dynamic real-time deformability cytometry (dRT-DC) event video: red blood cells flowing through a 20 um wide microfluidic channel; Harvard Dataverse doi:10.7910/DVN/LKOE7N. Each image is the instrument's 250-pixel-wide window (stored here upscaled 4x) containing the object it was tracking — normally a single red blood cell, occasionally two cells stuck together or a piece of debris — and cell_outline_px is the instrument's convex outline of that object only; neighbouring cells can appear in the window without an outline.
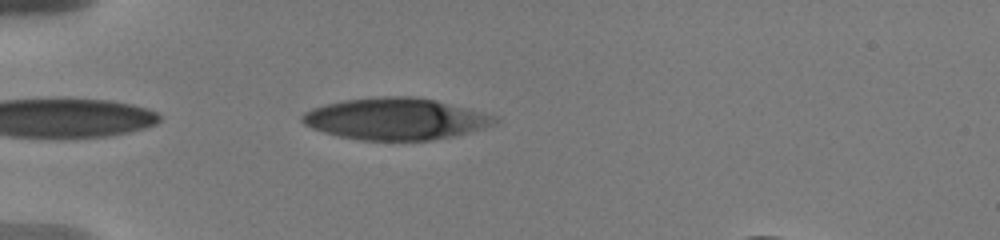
{"species": "human", "species_latin": "Homo sapiens", "temperature_condition": "warm", "stored_images_in_passage": 19, "camera_frame_rate_fps": 3000, "um_per_image_px": 0.085, "donor": {"sex": "male"}, "frame": {"image": 1, "passage_image": 2, "time_ms": 0.333, "image_size_px": [1000, 240], "cell_outline_px": [[500, 120], [496, 124], [484, 128], [452, 136], [428, 140], [360, 140], [340, 136], [324, 132], [312, 128], [304, 124], [300, 120], [300, 116], [304, 112], [312, 108], [324, 104], [344, 100], [384, 96], [412, 96], [436, 100], [496, 116]], "centroid_in_image_um": [33.61, 10.1], "position_along_channel_um": 51.4, "area_um2": 46.64}}
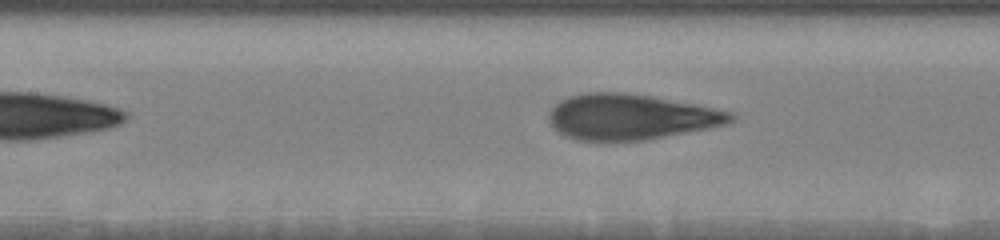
{"frame": {"image": 2, "passage_image": 15, "time_ms": 3.667, "image_size_px": [1000, 240], "cell_outline_px": [[736, 116], [728, 124], [708, 128], [644, 140], [576, 140], [564, 136], [548, 120], [548, 112], [560, 100], [568, 96], [584, 92], [624, 92], [652, 96], [732, 112]], "centroid_in_image_um": [53.57, 9.92], "position_along_channel_um": 153.8, "area_um2": 47.92}}
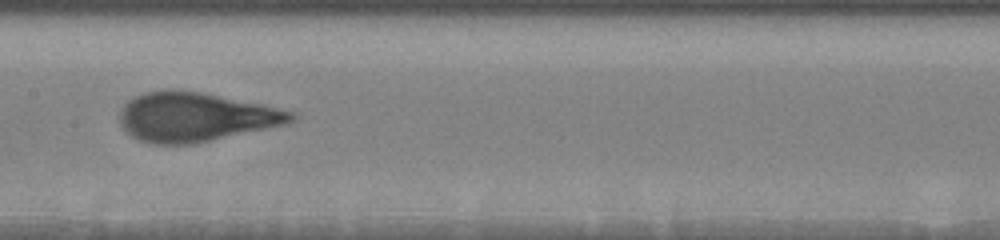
{"frame": {"image": 3, "passage_image": 18, "time_ms": 4.667, "image_size_px": [1000, 240], "cell_outline_px": [[300, 116], [296, 120], [288, 124], [192, 144], [152, 144], [140, 140], [132, 136], [120, 124], [120, 112], [124, 104], [128, 100], [144, 92], [164, 88], [172, 88], [200, 92], [260, 104], [296, 112]], "centroid_in_image_um": [16.63, 9.93], "position_along_channel_um": 190.8, "area_um2": 49.25}}